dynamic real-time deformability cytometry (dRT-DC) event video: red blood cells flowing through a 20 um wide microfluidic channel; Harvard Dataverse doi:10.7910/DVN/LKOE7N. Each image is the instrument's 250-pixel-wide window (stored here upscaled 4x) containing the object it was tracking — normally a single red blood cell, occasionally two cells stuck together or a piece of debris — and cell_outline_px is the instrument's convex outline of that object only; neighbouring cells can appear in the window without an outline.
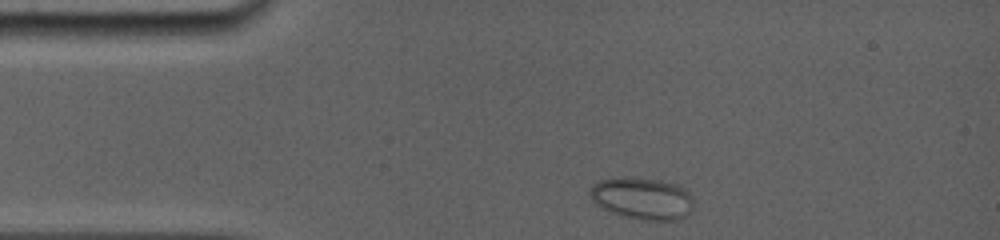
{"species": "common noctule bat (a hibernating species)", "species_latin": "Nyctalus noctula", "temperature_condition": "room temperature", "stored_images_in_passage": 36, "camera_frame_rate_fps": 5000, "um_per_image_px": 0.085, "animal": {"sex": "female", "body_mass_g": 19.0, "forearm_length_mm": 56.7}, "frame": {"image": 1, "passage_image": 2, "time_ms": 0.2, "image_size_px": [1000, 240], "cell_outline_px": [[692, 212], [688, 216], [680, 220], [644, 220], [624, 216], [612, 212], [596, 204], [592, 200], [588, 192], [592, 184], [600, 180], [620, 176], [624, 176], [660, 180], [676, 184], [688, 188], [692, 196]], "centroid_in_image_um": [54.63, 16.85], "position_along_channel_um": 30.4, "area_um2": 25.84}}
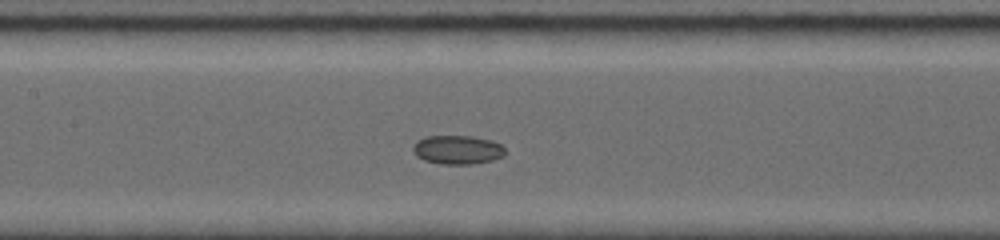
{"frame": {"image": 2, "passage_image": 21, "time_ms": 5.0, "image_size_px": [1000, 240], "cell_outline_px": [[504, 156], [492, 160], [472, 164], [440, 164], [424, 160], [416, 156], [412, 148], [416, 140], [424, 136], [472, 136], [492, 140], [500, 144], [504, 148]], "centroid_in_image_um": [38.86, 12.72], "position_along_channel_um": 168.5, "area_um2": 15.61}}
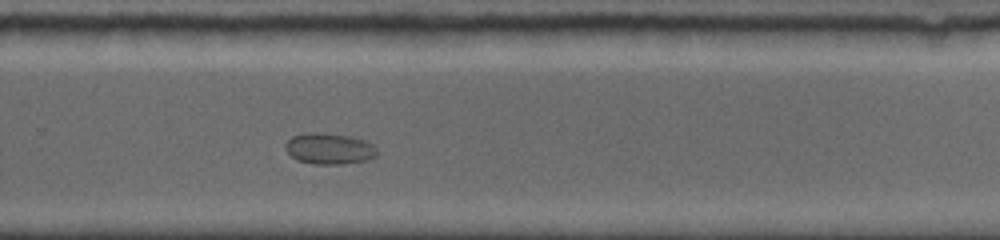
{"frame": {"image": 3, "passage_image": 34, "time_ms": 8.6, "image_size_px": [1000, 240], "cell_outline_px": [[376, 156], [364, 160], [344, 164], [312, 164], [296, 160], [284, 148], [284, 144], [292, 136], [312, 132], [324, 132], [348, 136], [364, 140], [372, 144], [376, 148]], "centroid_in_image_um": [27.95, 12.63], "position_along_channel_um": 301.9, "area_um2": 16.59}}